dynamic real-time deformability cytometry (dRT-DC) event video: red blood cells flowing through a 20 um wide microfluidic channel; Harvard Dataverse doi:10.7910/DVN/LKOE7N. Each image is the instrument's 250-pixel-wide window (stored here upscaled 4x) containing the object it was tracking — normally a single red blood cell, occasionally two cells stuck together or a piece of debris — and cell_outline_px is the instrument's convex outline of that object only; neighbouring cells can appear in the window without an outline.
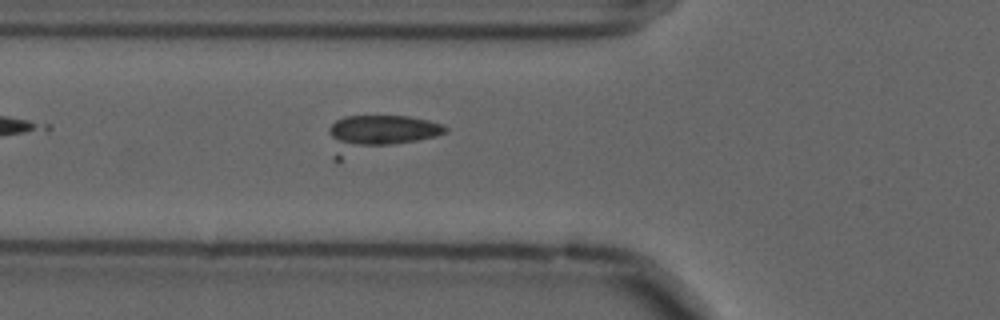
{"species": "common noctule bat (a hibernating species)", "species_latin": "Nyctalus noctula", "temperature_condition": "cold", "stored_images_in_passage": 19, "camera_frame_rate_fps": 3000, "um_per_image_px": 0.085, "animal": {"sex": "male", "forearm_length_mm": 52.5}, "frame": {"image": 1, "passage_image": 11, "time_ms": 3.333, "image_size_px": [1000, 320], "cell_outline_px": [[448, 132], [436, 136], [340, 160], [332, 160], [328, 132], [328, 128], [336, 120], [344, 116], [408, 116], [428, 120], [444, 124], [448, 128]], "centroid_in_image_um": [32.11, 11.37], "position_along_channel_um": 93.7, "area_um2": 25.32}}
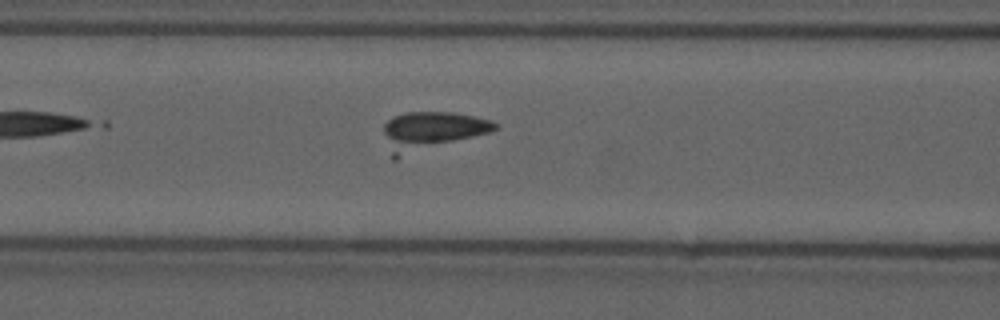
{"frame": {"image": 2, "passage_image": 14, "time_ms": 4.333, "image_size_px": [1000, 320], "cell_outline_px": [[500, 128], [488, 132], [396, 160], [392, 160], [384, 132], [384, 124], [392, 116], [404, 112], [452, 112], [492, 120], [500, 124]], "centroid_in_image_um": [36.64, 11.14], "position_along_channel_um": 130.0, "area_um2": 25.14}}